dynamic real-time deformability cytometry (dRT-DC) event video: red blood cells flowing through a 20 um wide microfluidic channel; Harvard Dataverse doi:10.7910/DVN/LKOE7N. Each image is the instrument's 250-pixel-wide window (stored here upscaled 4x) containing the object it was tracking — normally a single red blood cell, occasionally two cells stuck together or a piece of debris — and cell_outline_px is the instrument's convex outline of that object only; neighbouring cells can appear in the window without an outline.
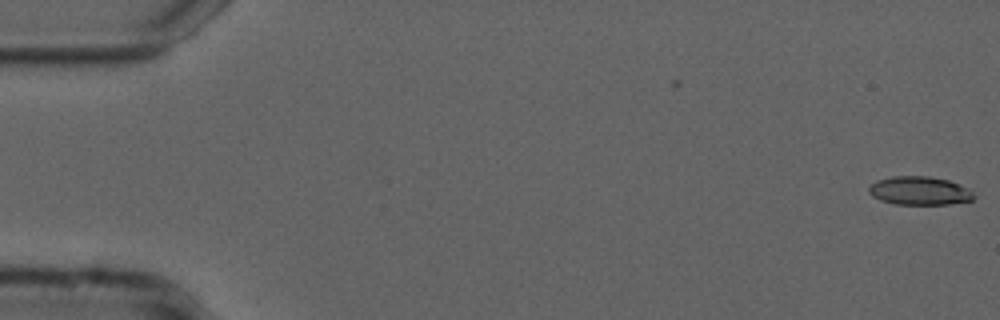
{"species": "common noctule bat (a hibernating species)", "species_latin": "Nyctalus noctula", "temperature_condition": "cold", "stored_images_in_passage": 54, "camera_frame_rate_fps": 3000, "um_per_image_px": 0.085, "animal": {"sex": "male", "forearm_length_mm": 52.5}, "frame": {"image": 1, "passage_image": 1, "time_ms": 0.0, "image_size_px": [1000, 320], "cell_outline_px": [[976, 196], [972, 200], [948, 204], [896, 204], [880, 200], [872, 196], [868, 192], [868, 188], [876, 180], [892, 176], [928, 176], [948, 180], [968, 188]], "centroid_in_image_um": [78.14, 16.21], "position_along_channel_um": 6.9, "area_um2": 17.4}}
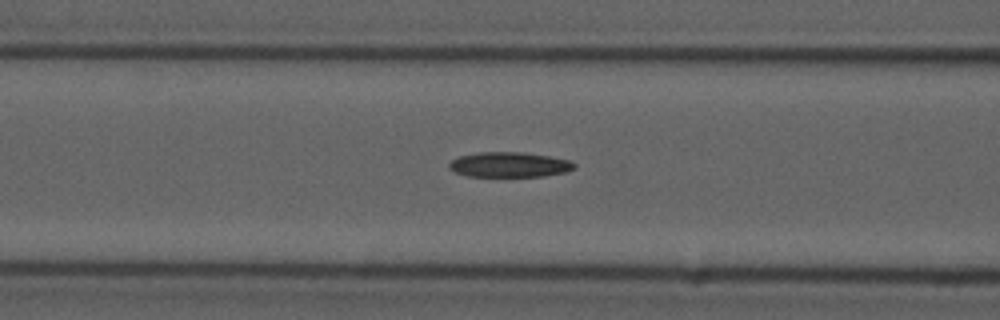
{"frame": {"image": 2, "passage_image": 22, "time_ms": 7.0, "image_size_px": [1000, 320], "cell_outline_px": [[576, 168], [564, 172], [544, 176], [468, 176], [456, 172], [448, 168], [448, 164], [452, 160], [460, 156], [480, 152], [524, 152], [572, 160], [576, 164]], "centroid_in_image_um": [43.32, 13.99], "position_along_channel_um": 123.3, "area_um2": 18.26}}
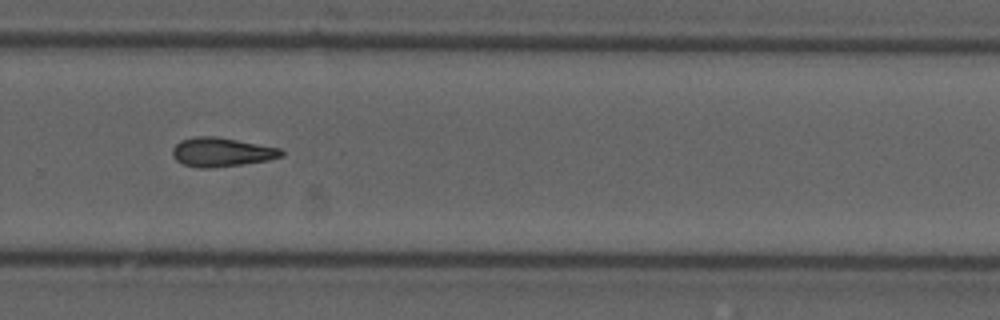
{"frame": {"image": 3, "passage_image": 37, "time_ms": 12.0, "image_size_px": [1000, 320], "cell_outline_px": [[284, 156], [268, 160], [212, 168], [196, 168], [184, 164], [176, 160], [172, 156], [172, 148], [180, 140], [196, 136], [216, 136], [280, 148], [284, 152]], "centroid_in_image_um": [18.81, 12.93], "position_along_channel_um": 311.0, "area_um2": 18.44}, "authors_computed_cell_mechanics": {"area_um2": 18.0047, "velocity_mm_per_s": 3.7602, "shape_relaxation_time_tau1_ms": 9.8761, "shape_relaxation_time_tau2_ms": null, "deformation_change_tau1": 0.1653, "deformation_change_tau2": null}}